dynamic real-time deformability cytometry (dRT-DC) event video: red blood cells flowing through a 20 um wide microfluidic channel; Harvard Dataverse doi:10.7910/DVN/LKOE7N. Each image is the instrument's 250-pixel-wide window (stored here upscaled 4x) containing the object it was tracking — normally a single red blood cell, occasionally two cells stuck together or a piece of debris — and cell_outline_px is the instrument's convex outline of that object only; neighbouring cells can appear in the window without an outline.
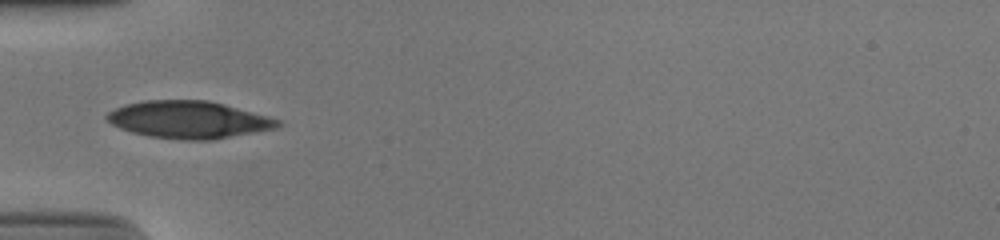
{"species": "human", "species_latin": "Homo sapiens", "temperature_condition": "cold", "stored_images_in_passage": 36, "camera_frame_rate_fps": 3000, "um_per_image_px": 0.085, "donor": {"sex": "male"}, "frame": {"image": 1, "passage_image": 1, "time_ms": 0.0, "image_size_px": [1000, 240], "cell_outline_px": [[280, 124], [276, 128], [212, 140], [184, 140], [148, 136], [132, 132], [120, 128], [112, 124], [104, 116], [108, 112], [124, 104], [144, 100], [208, 100], [224, 104], [268, 116], [280, 120]], "centroid_in_image_um": [16.01, 10.17], "position_along_channel_um": 69.0, "area_um2": 37.05}}
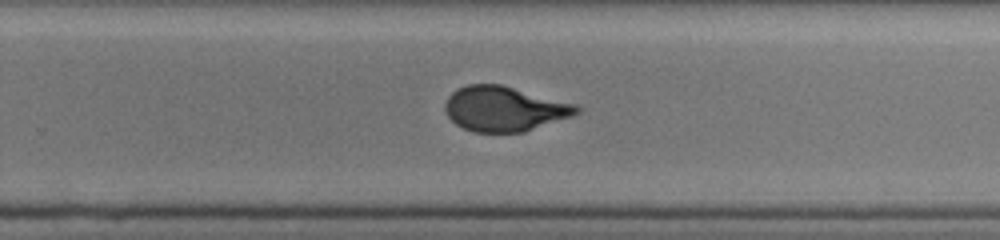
{"frame": {"image": 2, "passage_image": 18, "time_ms": 5.667, "image_size_px": [1000, 240], "cell_outline_px": [[580, 112], [572, 116], [524, 132], [472, 132], [456, 124], [448, 116], [444, 108], [444, 104], [448, 96], [452, 92], [468, 84], [500, 84], [576, 104], [580, 108]], "centroid_in_image_um": [42.86, 9.25], "position_along_channel_um": 286.9, "area_um2": 34.28}}
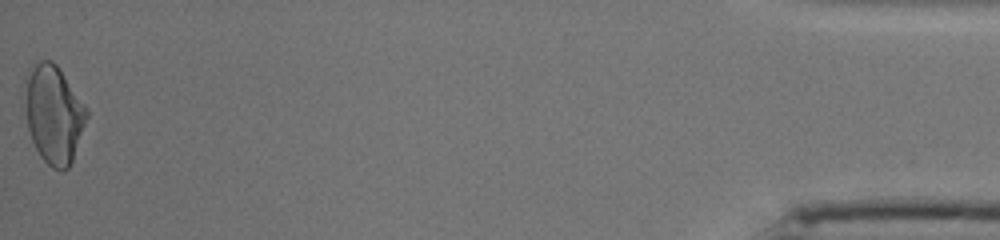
{"frame": {"image": 3, "passage_image": 36, "time_ms": 11.667, "image_size_px": [1000, 240], "cell_outline_px": [[88, 116], [72, 160], [68, 168], [60, 172], [52, 168], [40, 156], [32, 140], [28, 128], [24, 80], [28, 68], [40, 60], [52, 60], [60, 68], [84, 104], [88, 112]], "centroid_in_image_um": [4.55, 9.68], "position_along_channel_um": 430.6, "area_um2": 35.2}, "authors_computed_cell_mechanics": {"area_um2": 35.0268, "velocity_mm_per_s": 3.8766, "shape_relaxation_time_tau1_ms": 6.3403, "shape_relaxation_time_tau2_ms": null, "deformation_change_tau1": 0.2084, "deformation_change_tau2": null}}